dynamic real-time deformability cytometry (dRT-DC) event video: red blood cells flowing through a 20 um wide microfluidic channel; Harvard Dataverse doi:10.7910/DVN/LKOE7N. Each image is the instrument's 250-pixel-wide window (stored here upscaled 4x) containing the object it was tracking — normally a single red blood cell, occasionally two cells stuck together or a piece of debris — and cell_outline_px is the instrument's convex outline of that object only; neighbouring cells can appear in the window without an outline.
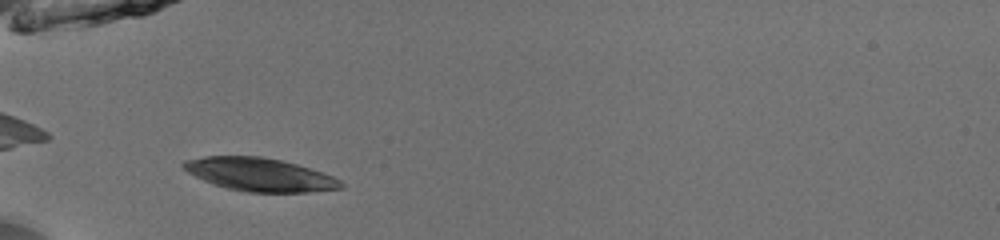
{"species": "common noctule bat (a hibernating species)", "species_latin": "Nyctalus noctula", "temperature_condition": "room temperature", "stored_images_in_passage": 35, "camera_frame_rate_fps": 3000, "um_per_image_px": 0.085, "animal": {"sex": "male", "body_mass_g": 13.0, "forearm_length_mm": 53.1}, "frame": {"image": 1, "passage_image": 2, "time_ms": 0.333, "image_size_px": [1000, 240], "cell_outline_px": [[344, 188], [308, 192], [244, 192], [224, 188], [204, 180], [188, 172], [180, 164], [184, 160], [204, 156], [260, 156], [280, 160], [296, 164], [332, 176], [340, 180], [344, 184]], "centroid_in_image_um": [22.05, 14.84], "position_along_channel_um": 63.0, "area_um2": 30.35}}
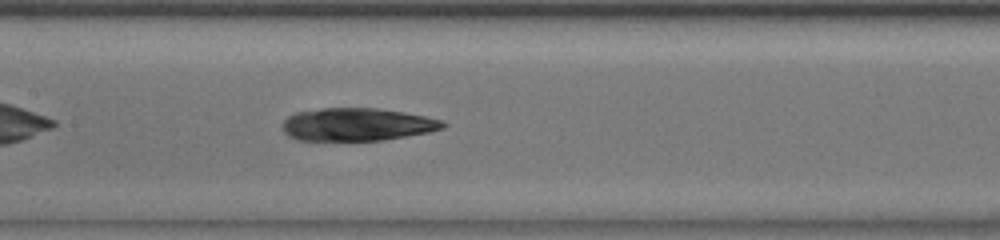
{"frame": {"image": 2, "passage_image": 11, "time_ms": 3.333, "image_size_px": [1000, 240], "cell_outline_px": [[448, 124], [444, 128], [428, 132], [384, 140], [296, 140], [288, 136], [284, 132], [284, 120], [288, 116], [296, 112], [320, 108], [376, 108], [404, 112], [444, 120]], "centroid_in_image_um": [30.37, 10.57], "position_along_channel_um": 177.0, "area_um2": 30.69}}
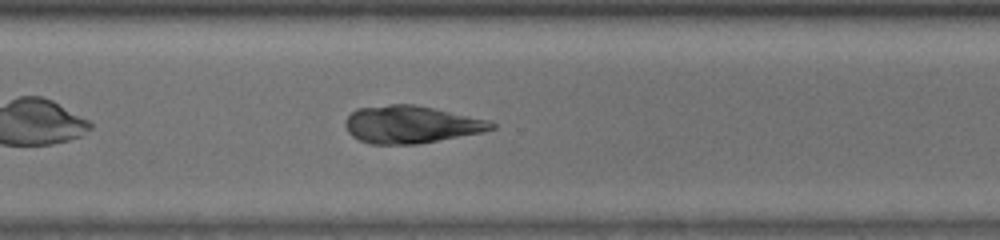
{"frame": {"image": 3, "passage_image": 23, "time_ms": 7.333, "image_size_px": [1000, 240], "cell_outline_px": [[496, 128], [480, 132], [420, 144], [368, 144], [352, 136], [348, 132], [344, 124], [344, 120], [356, 108], [392, 104], [412, 104], [492, 120], [496, 124]], "centroid_in_image_um": [34.93, 10.58], "position_along_channel_um": 335.7, "area_um2": 31.96}}